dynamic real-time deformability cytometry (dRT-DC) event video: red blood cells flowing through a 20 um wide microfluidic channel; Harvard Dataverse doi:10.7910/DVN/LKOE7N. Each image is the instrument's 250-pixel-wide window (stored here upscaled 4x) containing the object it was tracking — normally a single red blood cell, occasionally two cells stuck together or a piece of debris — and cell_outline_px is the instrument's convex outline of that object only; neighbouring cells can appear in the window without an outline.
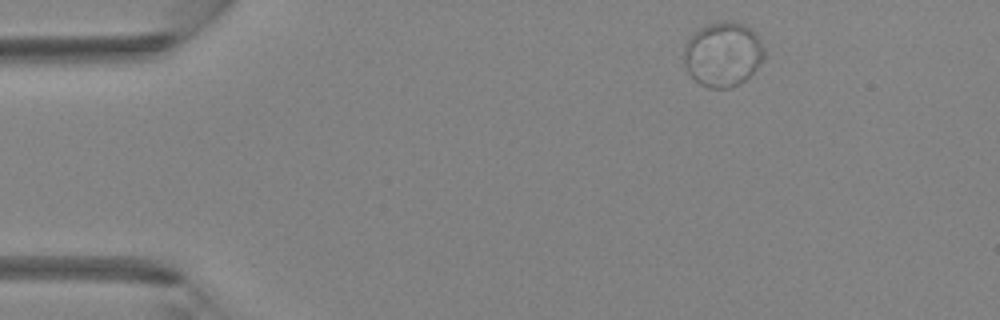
{"species": "Egyptian fruit bat (a non-hibernating species)", "species_latin": "Rousettus aegyptiacus", "temperature_condition": "room temperature", "stored_images_in_passage": 3, "camera_frame_rate_fps": 3000, "um_per_image_px": 0.085, "animal": {"sex": "female"}, "frame": {"image": 1, "passage_image": 1, "time_ms": 0.0, "image_size_px": [1000, 320], "cell_outline_px": [[764, 60], [744, 80], [728, 88], [708, 88], [700, 84], [688, 72], [684, 64], [684, 48], [688, 40], [700, 28], [708, 24], [720, 20], [732, 20], [744, 24], [752, 28], [756, 32], [764, 48]], "centroid_in_image_um": [61.46, 4.58], "position_along_channel_um": 23.5, "area_um2": 30.29}}
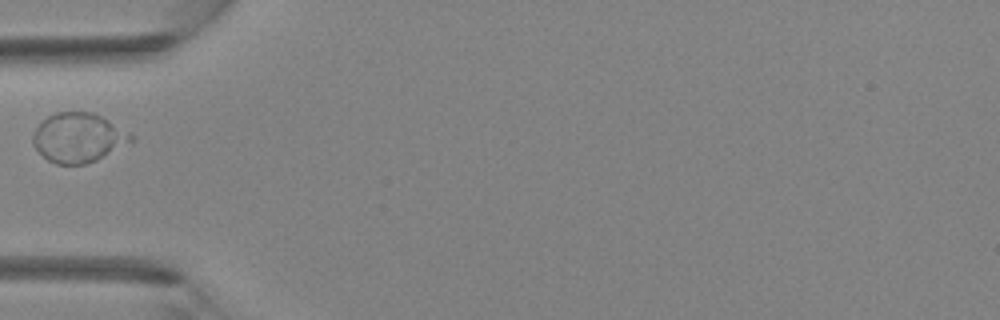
{"frame": {"image": 2, "passage_image": 3, "time_ms": 0.667, "image_size_px": [1000, 320], "cell_outline_px": [[120, 140], [96, 160], [84, 164], [56, 164], [48, 160], [32, 144], [32, 136], [36, 128], [48, 116], [56, 112], [92, 112], [108, 120], [120, 136]], "centroid_in_image_um": [6.32, 11.69], "position_along_channel_um": 78.7, "area_um2": 25.55}}